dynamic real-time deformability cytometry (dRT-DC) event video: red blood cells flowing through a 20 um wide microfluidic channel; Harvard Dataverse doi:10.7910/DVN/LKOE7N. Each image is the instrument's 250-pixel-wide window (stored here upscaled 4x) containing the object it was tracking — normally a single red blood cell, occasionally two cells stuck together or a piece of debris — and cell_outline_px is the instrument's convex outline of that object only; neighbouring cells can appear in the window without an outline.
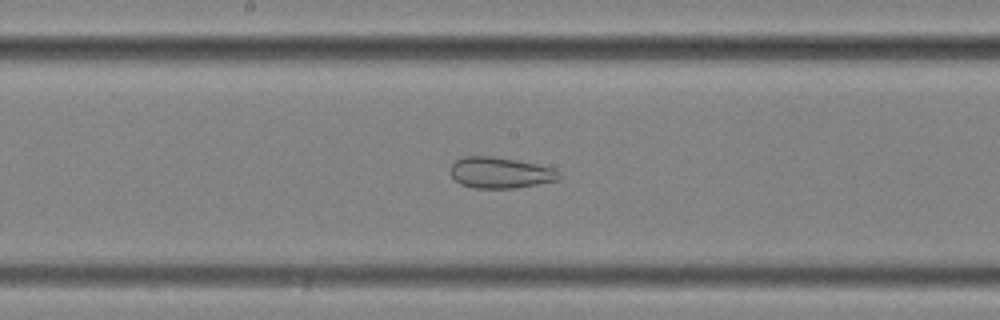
{"species": "common noctule bat (a hibernating species)", "species_latin": "Nyctalus noctula", "temperature_condition": "cold", "stored_images_in_passage": 56, "camera_frame_rate_fps": 3000, "um_per_image_px": 0.085, "animal": {"sex": "female", "body_mass_g": 25.1}, "frame": {"image": 1, "passage_image": 30, "time_ms": 9.667, "image_size_px": [1000, 320], "cell_outline_px": [[560, 180], [512, 188], [472, 188], [460, 184], [452, 176], [452, 164], [456, 160], [464, 156], [492, 156], [516, 160], [556, 168], [560, 172]], "centroid_in_image_um": [42.55, 14.68], "position_along_channel_um": 205.7, "area_um2": 19.59}}
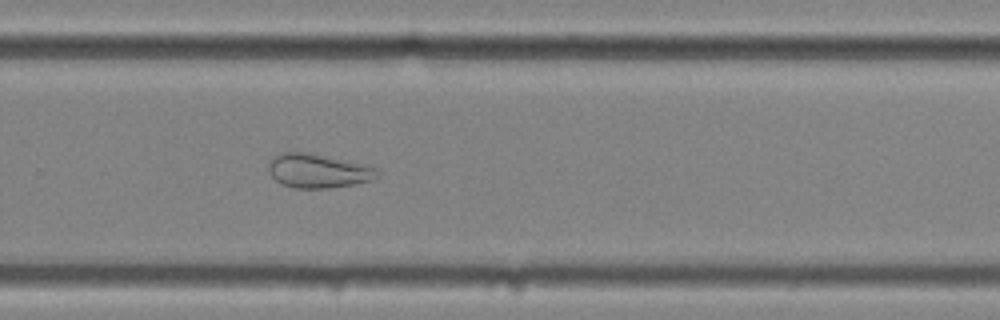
{"frame": {"image": 2, "passage_image": 38, "time_ms": 12.333, "image_size_px": [1000, 320], "cell_outline_px": [[380, 176], [372, 180], [352, 184], [328, 188], [296, 188], [280, 184], [272, 176], [268, 168], [268, 164], [272, 156], [284, 152], [308, 152], [376, 168]], "centroid_in_image_um": [26.98, 14.53], "position_along_channel_um": 302.8, "area_um2": 21.27}}
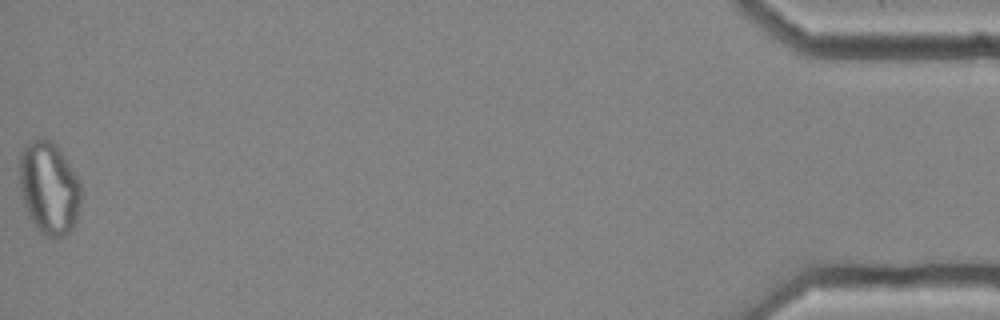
{"frame": {"image": 3, "passage_image": 56, "time_ms": 18.333, "image_size_px": [1000, 320], "cell_outline_px": [[80, 204], [76, 220], [72, 228], [64, 236], [44, 236], [40, 232], [32, 220], [24, 204], [20, 188], [20, 156], [24, 148], [32, 140], [52, 140], [60, 148], [76, 176], [80, 184]], "centroid_in_image_um": [4.18, 15.98], "position_along_channel_um": 431.0, "area_um2": 32.66}, "authors_computed_cell_mechanics": {"area_um2": 28.4376, "velocity_mm_per_s": 3.6528, "shape_relaxation_time_tau1_ms": null, "shape_relaxation_time_tau2_ms": 1.587, "deformation_change_tau1": null, "deformation_change_tau2": 0.081}}